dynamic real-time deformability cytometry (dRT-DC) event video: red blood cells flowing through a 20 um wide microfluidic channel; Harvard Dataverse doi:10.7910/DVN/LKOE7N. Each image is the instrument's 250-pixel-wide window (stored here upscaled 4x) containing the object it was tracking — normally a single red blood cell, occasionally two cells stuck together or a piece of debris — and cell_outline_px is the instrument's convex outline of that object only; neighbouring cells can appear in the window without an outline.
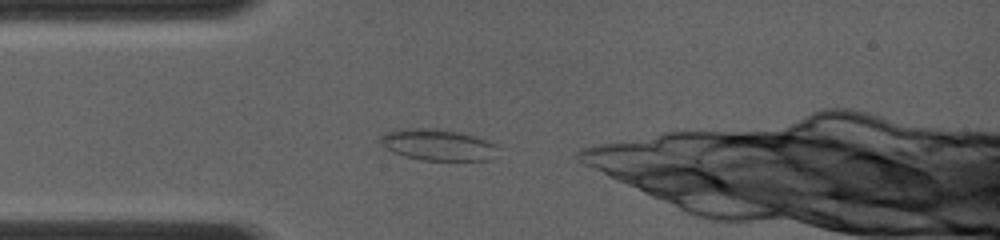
{"species": "common noctule bat (a hibernating species)", "species_latin": "Nyctalus noctula", "temperature_condition": "room temperature", "stored_images_in_passage": 1, "camera_frame_rate_fps": 4000, "um_per_image_px": 0.085, "animal": {"sex": "female", "body_mass_g": 19.0, "forearm_length_mm": 56.7}, "frame": {"image": 1, "passage_image": 1, "time_ms": 0.0, "image_size_px": [1000, 240], "cell_outline_px": [[500, 148], [488, 160], [420, 160], [404, 156], [392, 152], [384, 148], [376, 140], [384, 132], [392, 128], [436, 128], [460, 132], [476, 136], [488, 140], [496, 144]], "centroid_in_image_um": [37.13, 12.28], "position_along_channel_um": 47.9, "area_um2": 22.08}}